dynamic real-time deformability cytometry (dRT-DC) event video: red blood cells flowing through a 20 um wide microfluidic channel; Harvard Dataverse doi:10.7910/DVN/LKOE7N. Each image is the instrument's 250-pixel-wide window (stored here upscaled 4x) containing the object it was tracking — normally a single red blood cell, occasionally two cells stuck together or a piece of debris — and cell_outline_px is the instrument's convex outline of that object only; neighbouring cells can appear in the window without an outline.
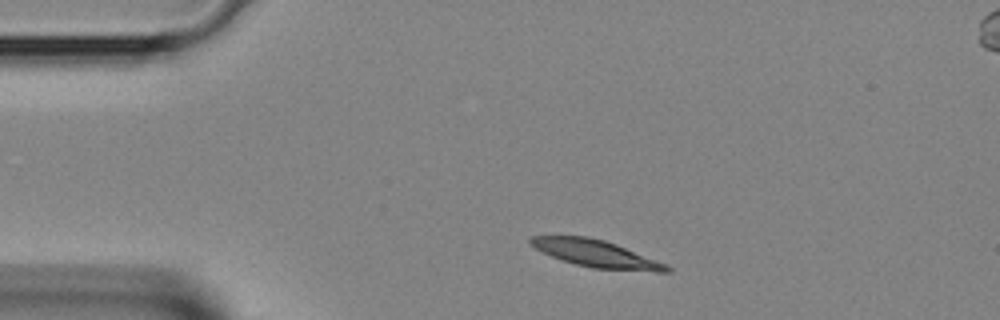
{"species": "Egyptian fruit bat (a non-hibernating species)", "species_latin": "Rousettus aegyptiacus", "temperature_condition": "room temperature", "stored_images_in_passage": 3, "camera_frame_rate_fps": 3000, "um_per_image_px": 0.085, "animal": {"sex": "female"}, "frame": {"image": 1, "passage_image": 1, "time_ms": 0.0, "image_size_px": [1000, 320], "cell_outline_px": [[672, 272], [656, 272], [592, 268], [560, 260], [536, 248], [528, 240], [532, 236], [588, 236], [604, 240], [616, 244], [668, 264], [672, 268]], "centroid_in_image_um": [50.74, 21.57], "position_along_channel_um": 34.3, "area_um2": 21.5}}